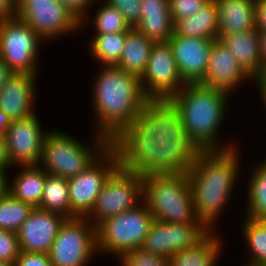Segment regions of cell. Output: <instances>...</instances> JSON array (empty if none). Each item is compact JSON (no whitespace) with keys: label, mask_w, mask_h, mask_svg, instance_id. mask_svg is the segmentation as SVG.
<instances>
[{"label":"cell","mask_w":266,"mask_h":266,"mask_svg":"<svg viewBox=\"0 0 266 266\" xmlns=\"http://www.w3.org/2000/svg\"><path fill=\"white\" fill-rule=\"evenodd\" d=\"M110 145L121 168L147 174H187L201 150L169 100H149Z\"/></svg>","instance_id":"6da1fadb"},{"label":"cell","mask_w":266,"mask_h":266,"mask_svg":"<svg viewBox=\"0 0 266 266\" xmlns=\"http://www.w3.org/2000/svg\"><path fill=\"white\" fill-rule=\"evenodd\" d=\"M92 86L95 133L114 140L140 113L149 99L140 77L117 66H102ZM98 118V119H97Z\"/></svg>","instance_id":"7a4b0ae2"},{"label":"cell","mask_w":266,"mask_h":266,"mask_svg":"<svg viewBox=\"0 0 266 266\" xmlns=\"http://www.w3.org/2000/svg\"><path fill=\"white\" fill-rule=\"evenodd\" d=\"M238 155L236 147L201 151L187 173L196 217L209 231L215 230L212 226L235 187L239 171Z\"/></svg>","instance_id":"3957f363"},{"label":"cell","mask_w":266,"mask_h":266,"mask_svg":"<svg viewBox=\"0 0 266 266\" xmlns=\"http://www.w3.org/2000/svg\"><path fill=\"white\" fill-rule=\"evenodd\" d=\"M228 96L227 92L200 83H187L169 99L177 109L187 134L201 151L236 147L232 142L221 146L216 140L221 123L227 116L225 109Z\"/></svg>","instance_id":"277c9868"},{"label":"cell","mask_w":266,"mask_h":266,"mask_svg":"<svg viewBox=\"0 0 266 266\" xmlns=\"http://www.w3.org/2000/svg\"><path fill=\"white\" fill-rule=\"evenodd\" d=\"M143 202L154 220L167 223H201L195 214L187 174L142 176Z\"/></svg>","instance_id":"5b68a950"},{"label":"cell","mask_w":266,"mask_h":266,"mask_svg":"<svg viewBox=\"0 0 266 266\" xmlns=\"http://www.w3.org/2000/svg\"><path fill=\"white\" fill-rule=\"evenodd\" d=\"M94 140L92 145H95L90 149L88 144L84 145L66 132L51 129L44 139L39 166L48 174L61 178L77 176L110 146V142L99 134H94Z\"/></svg>","instance_id":"8992f818"},{"label":"cell","mask_w":266,"mask_h":266,"mask_svg":"<svg viewBox=\"0 0 266 266\" xmlns=\"http://www.w3.org/2000/svg\"><path fill=\"white\" fill-rule=\"evenodd\" d=\"M153 222L154 217L143 201L107 218L96 227L98 253H112L119 259L124 253L141 248Z\"/></svg>","instance_id":"52a82bcc"},{"label":"cell","mask_w":266,"mask_h":266,"mask_svg":"<svg viewBox=\"0 0 266 266\" xmlns=\"http://www.w3.org/2000/svg\"><path fill=\"white\" fill-rule=\"evenodd\" d=\"M97 252L96 227L76 217L60 226L48 255L54 266H87Z\"/></svg>","instance_id":"ba28073f"},{"label":"cell","mask_w":266,"mask_h":266,"mask_svg":"<svg viewBox=\"0 0 266 266\" xmlns=\"http://www.w3.org/2000/svg\"><path fill=\"white\" fill-rule=\"evenodd\" d=\"M15 17L45 41L81 28V20L57 0H17Z\"/></svg>","instance_id":"9c48e42d"},{"label":"cell","mask_w":266,"mask_h":266,"mask_svg":"<svg viewBox=\"0 0 266 266\" xmlns=\"http://www.w3.org/2000/svg\"><path fill=\"white\" fill-rule=\"evenodd\" d=\"M141 200L142 176L119 166L104 183L93 209L86 218L97 227L107 218L135 208Z\"/></svg>","instance_id":"30bf717a"},{"label":"cell","mask_w":266,"mask_h":266,"mask_svg":"<svg viewBox=\"0 0 266 266\" xmlns=\"http://www.w3.org/2000/svg\"><path fill=\"white\" fill-rule=\"evenodd\" d=\"M40 44L42 39L25 22L16 17L0 20V58L14 73L38 75Z\"/></svg>","instance_id":"8fae6325"},{"label":"cell","mask_w":266,"mask_h":266,"mask_svg":"<svg viewBox=\"0 0 266 266\" xmlns=\"http://www.w3.org/2000/svg\"><path fill=\"white\" fill-rule=\"evenodd\" d=\"M119 166L116 150L110 145L84 171L67 179L70 209L77 217L91 212L104 183Z\"/></svg>","instance_id":"7c38bea8"},{"label":"cell","mask_w":266,"mask_h":266,"mask_svg":"<svg viewBox=\"0 0 266 266\" xmlns=\"http://www.w3.org/2000/svg\"><path fill=\"white\" fill-rule=\"evenodd\" d=\"M140 81L149 100H169L187 84L179 72L169 42L154 43Z\"/></svg>","instance_id":"4fadbf2b"},{"label":"cell","mask_w":266,"mask_h":266,"mask_svg":"<svg viewBox=\"0 0 266 266\" xmlns=\"http://www.w3.org/2000/svg\"><path fill=\"white\" fill-rule=\"evenodd\" d=\"M208 232L202 223H167L154 220L141 248L169 259L178 251L194 246Z\"/></svg>","instance_id":"5bb4252c"},{"label":"cell","mask_w":266,"mask_h":266,"mask_svg":"<svg viewBox=\"0 0 266 266\" xmlns=\"http://www.w3.org/2000/svg\"><path fill=\"white\" fill-rule=\"evenodd\" d=\"M48 132H43L35 113L30 117L12 121L4 134L11 166H39Z\"/></svg>","instance_id":"9a60e30c"},{"label":"cell","mask_w":266,"mask_h":266,"mask_svg":"<svg viewBox=\"0 0 266 266\" xmlns=\"http://www.w3.org/2000/svg\"><path fill=\"white\" fill-rule=\"evenodd\" d=\"M66 219L61 213L34 207L17 232L20 251L48 254Z\"/></svg>","instance_id":"2e32d148"},{"label":"cell","mask_w":266,"mask_h":266,"mask_svg":"<svg viewBox=\"0 0 266 266\" xmlns=\"http://www.w3.org/2000/svg\"><path fill=\"white\" fill-rule=\"evenodd\" d=\"M214 40L178 36L168 41L179 72L186 83H199L205 76Z\"/></svg>","instance_id":"e0dca14e"},{"label":"cell","mask_w":266,"mask_h":266,"mask_svg":"<svg viewBox=\"0 0 266 266\" xmlns=\"http://www.w3.org/2000/svg\"><path fill=\"white\" fill-rule=\"evenodd\" d=\"M252 80L220 39H215L209 54L208 69L199 82L211 89L232 93L242 81Z\"/></svg>","instance_id":"ac0fdd59"},{"label":"cell","mask_w":266,"mask_h":266,"mask_svg":"<svg viewBox=\"0 0 266 266\" xmlns=\"http://www.w3.org/2000/svg\"><path fill=\"white\" fill-rule=\"evenodd\" d=\"M38 75L14 73L0 89V110L12 121L30 117L34 113L33 102Z\"/></svg>","instance_id":"d6986e66"},{"label":"cell","mask_w":266,"mask_h":266,"mask_svg":"<svg viewBox=\"0 0 266 266\" xmlns=\"http://www.w3.org/2000/svg\"><path fill=\"white\" fill-rule=\"evenodd\" d=\"M168 0H141V16L134 26L155 43L168 42L174 34Z\"/></svg>","instance_id":"ffe728a7"},{"label":"cell","mask_w":266,"mask_h":266,"mask_svg":"<svg viewBox=\"0 0 266 266\" xmlns=\"http://www.w3.org/2000/svg\"><path fill=\"white\" fill-rule=\"evenodd\" d=\"M218 6V39L256 29L255 0H215Z\"/></svg>","instance_id":"44dd1931"},{"label":"cell","mask_w":266,"mask_h":266,"mask_svg":"<svg viewBox=\"0 0 266 266\" xmlns=\"http://www.w3.org/2000/svg\"><path fill=\"white\" fill-rule=\"evenodd\" d=\"M219 39L251 78L262 69L259 32L256 29L228 34Z\"/></svg>","instance_id":"7402d4cb"},{"label":"cell","mask_w":266,"mask_h":266,"mask_svg":"<svg viewBox=\"0 0 266 266\" xmlns=\"http://www.w3.org/2000/svg\"><path fill=\"white\" fill-rule=\"evenodd\" d=\"M222 240L216 232L209 231L194 246L173 254L170 266H216L223 250Z\"/></svg>","instance_id":"603a6c76"},{"label":"cell","mask_w":266,"mask_h":266,"mask_svg":"<svg viewBox=\"0 0 266 266\" xmlns=\"http://www.w3.org/2000/svg\"><path fill=\"white\" fill-rule=\"evenodd\" d=\"M174 32L183 37L218 39V6L215 0L194 15L178 20Z\"/></svg>","instance_id":"cb8c5ba5"},{"label":"cell","mask_w":266,"mask_h":266,"mask_svg":"<svg viewBox=\"0 0 266 266\" xmlns=\"http://www.w3.org/2000/svg\"><path fill=\"white\" fill-rule=\"evenodd\" d=\"M20 169V172L14 174L16 177L8 182V193L15 199L38 207L43 195L46 172L40 166H20Z\"/></svg>","instance_id":"d4e9b609"},{"label":"cell","mask_w":266,"mask_h":266,"mask_svg":"<svg viewBox=\"0 0 266 266\" xmlns=\"http://www.w3.org/2000/svg\"><path fill=\"white\" fill-rule=\"evenodd\" d=\"M154 43L135 27H131L127 31L122 55L117 67L141 77L146 70Z\"/></svg>","instance_id":"484cf974"},{"label":"cell","mask_w":266,"mask_h":266,"mask_svg":"<svg viewBox=\"0 0 266 266\" xmlns=\"http://www.w3.org/2000/svg\"><path fill=\"white\" fill-rule=\"evenodd\" d=\"M38 207L61 213L66 218H76L77 216L70 209L67 179L46 172L43 195Z\"/></svg>","instance_id":"4316f807"},{"label":"cell","mask_w":266,"mask_h":266,"mask_svg":"<svg viewBox=\"0 0 266 266\" xmlns=\"http://www.w3.org/2000/svg\"><path fill=\"white\" fill-rule=\"evenodd\" d=\"M250 174L247 182V217L266 220V159Z\"/></svg>","instance_id":"83f0119b"},{"label":"cell","mask_w":266,"mask_h":266,"mask_svg":"<svg viewBox=\"0 0 266 266\" xmlns=\"http://www.w3.org/2000/svg\"><path fill=\"white\" fill-rule=\"evenodd\" d=\"M127 32L94 34L90 39L93 57L103 66H117L122 55Z\"/></svg>","instance_id":"f1b7e54d"},{"label":"cell","mask_w":266,"mask_h":266,"mask_svg":"<svg viewBox=\"0 0 266 266\" xmlns=\"http://www.w3.org/2000/svg\"><path fill=\"white\" fill-rule=\"evenodd\" d=\"M243 222V236L250 249V261L253 266H266V220H256L245 217Z\"/></svg>","instance_id":"f546056e"},{"label":"cell","mask_w":266,"mask_h":266,"mask_svg":"<svg viewBox=\"0 0 266 266\" xmlns=\"http://www.w3.org/2000/svg\"><path fill=\"white\" fill-rule=\"evenodd\" d=\"M33 208L31 204L15 199L7 193L0 199V229L17 233Z\"/></svg>","instance_id":"4dcf8cb0"},{"label":"cell","mask_w":266,"mask_h":266,"mask_svg":"<svg viewBox=\"0 0 266 266\" xmlns=\"http://www.w3.org/2000/svg\"><path fill=\"white\" fill-rule=\"evenodd\" d=\"M94 17L95 34L127 32L131 28L124 16L115 7L106 2L101 5L99 10L97 9Z\"/></svg>","instance_id":"1f68e13d"},{"label":"cell","mask_w":266,"mask_h":266,"mask_svg":"<svg viewBox=\"0 0 266 266\" xmlns=\"http://www.w3.org/2000/svg\"><path fill=\"white\" fill-rule=\"evenodd\" d=\"M121 266H170L168 258L153 254L142 248L132 249L120 258Z\"/></svg>","instance_id":"d6a6232c"},{"label":"cell","mask_w":266,"mask_h":266,"mask_svg":"<svg viewBox=\"0 0 266 266\" xmlns=\"http://www.w3.org/2000/svg\"><path fill=\"white\" fill-rule=\"evenodd\" d=\"M211 0H168L173 23L197 13Z\"/></svg>","instance_id":"836d02e7"},{"label":"cell","mask_w":266,"mask_h":266,"mask_svg":"<svg viewBox=\"0 0 266 266\" xmlns=\"http://www.w3.org/2000/svg\"><path fill=\"white\" fill-rule=\"evenodd\" d=\"M19 253L17 233L0 229V260L14 263Z\"/></svg>","instance_id":"e575fe53"},{"label":"cell","mask_w":266,"mask_h":266,"mask_svg":"<svg viewBox=\"0 0 266 266\" xmlns=\"http://www.w3.org/2000/svg\"><path fill=\"white\" fill-rule=\"evenodd\" d=\"M104 2L115 7L131 27H134L139 22L141 0H105Z\"/></svg>","instance_id":"d590c367"},{"label":"cell","mask_w":266,"mask_h":266,"mask_svg":"<svg viewBox=\"0 0 266 266\" xmlns=\"http://www.w3.org/2000/svg\"><path fill=\"white\" fill-rule=\"evenodd\" d=\"M14 266H54L48 254L20 251Z\"/></svg>","instance_id":"8d00e7d4"},{"label":"cell","mask_w":266,"mask_h":266,"mask_svg":"<svg viewBox=\"0 0 266 266\" xmlns=\"http://www.w3.org/2000/svg\"><path fill=\"white\" fill-rule=\"evenodd\" d=\"M63 5H65L72 13H74L81 20V27L84 24V20L87 21L89 18L87 17V8H91V4H94L95 0H57ZM93 2V3H92ZM86 15V16H85ZM86 18V19H85Z\"/></svg>","instance_id":"74e56055"},{"label":"cell","mask_w":266,"mask_h":266,"mask_svg":"<svg viewBox=\"0 0 266 266\" xmlns=\"http://www.w3.org/2000/svg\"><path fill=\"white\" fill-rule=\"evenodd\" d=\"M255 25L258 32L266 31V0H255Z\"/></svg>","instance_id":"f35d334b"},{"label":"cell","mask_w":266,"mask_h":266,"mask_svg":"<svg viewBox=\"0 0 266 266\" xmlns=\"http://www.w3.org/2000/svg\"><path fill=\"white\" fill-rule=\"evenodd\" d=\"M8 167L13 168L8 155L6 137L0 133V170L7 171Z\"/></svg>","instance_id":"ab89813d"},{"label":"cell","mask_w":266,"mask_h":266,"mask_svg":"<svg viewBox=\"0 0 266 266\" xmlns=\"http://www.w3.org/2000/svg\"><path fill=\"white\" fill-rule=\"evenodd\" d=\"M16 1L15 0H0V20L15 17Z\"/></svg>","instance_id":"60d3db41"},{"label":"cell","mask_w":266,"mask_h":266,"mask_svg":"<svg viewBox=\"0 0 266 266\" xmlns=\"http://www.w3.org/2000/svg\"><path fill=\"white\" fill-rule=\"evenodd\" d=\"M259 87V93L261 95V100H263V104L266 105V66L263 67L253 78H252Z\"/></svg>","instance_id":"b9f144b4"},{"label":"cell","mask_w":266,"mask_h":266,"mask_svg":"<svg viewBox=\"0 0 266 266\" xmlns=\"http://www.w3.org/2000/svg\"><path fill=\"white\" fill-rule=\"evenodd\" d=\"M12 75H14L13 70L0 58V89Z\"/></svg>","instance_id":"7bdbcfd3"},{"label":"cell","mask_w":266,"mask_h":266,"mask_svg":"<svg viewBox=\"0 0 266 266\" xmlns=\"http://www.w3.org/2000/svg\"><path fill=\"white\" fill-rule=\"evenodd\" d=\"M7 171L0 170V199L8 193V175Z\"/></svg>","instance_id":"ee69618b"},{"label":"cell","mask_w":266,"mask_h":266,"mask_svg":"<svg viewBox=\"0 0 266 266\" xmlns=\"http://www.w3.org/2000/svg\"><path fill=\"white\" fill-rule=\"evenodd\" d=\"M260 53L262 57V68L266 66V31L259 32Z\"/></svg>","instance_id":"f6af8a7d"},{"label":"cell","mask_w":266,"mask_h":266,"mask_svg":"<svg viewBox=\"0 0 266 266\" xmlns=\"http://www.w3.org/2000/svg\"><path fill=\"white\" fill-rule=\"evenodd\" d=\"M12 120L10 117L2 110H0V133L5 134Z\"/></svg>","instance_id":"bcb514c9"},{"label":"cell","mask_w":266,"mask_h":266,"mask_svg":"<svg viewBox=\"0 0 266 266\" xmlns=\"http://www.w3.org/2000/svg\"><path fill=\"white\" fill-rule=\"evenodd\" d=\"M0 266H14V263H9V262L0 260Z\"/></svg>","instance_id":"7dc6e473"}]
</instances>
